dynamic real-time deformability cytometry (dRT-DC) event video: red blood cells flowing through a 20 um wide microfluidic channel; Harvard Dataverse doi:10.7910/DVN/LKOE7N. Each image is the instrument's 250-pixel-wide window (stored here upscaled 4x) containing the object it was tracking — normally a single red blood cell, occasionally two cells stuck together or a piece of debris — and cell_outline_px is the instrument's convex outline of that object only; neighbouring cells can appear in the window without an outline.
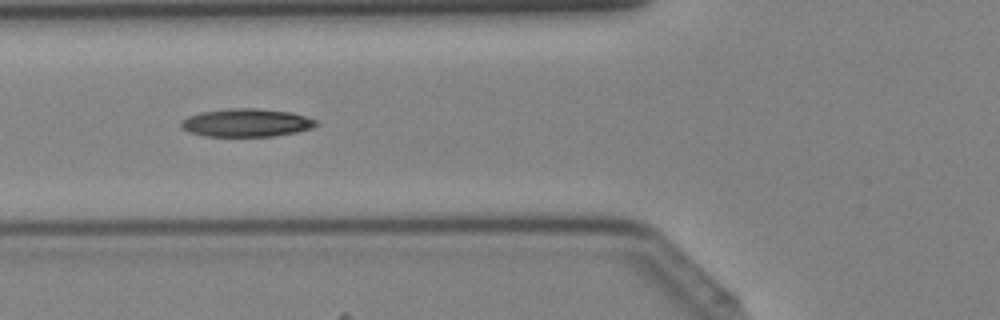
{"species": "Egyptian fruit bat (a non-hibernating species)", "species_latin": "Rousettus aegyptiacus", "temperature_condition": "cold", "stored_images_in_passage": 36, "camera_frame_rate_fps": 3000, "um_per_image_px": 0.085, "animal": {"sex": "female"}, "frame": {"image": 1, "passage_image": 13, "time_ms": 4.0, "image_size_px": [1000, 320], "cell_outline_px": [[316, 124], [312, 128], [296, 132], [272, 136], [208, 136], [188, 132], [180, 128], [180, 120], [188, 116], [200, 112], [232, 108], [256, 108], [288, 112], [304, 116], [316, 120]], "centroid_in_image_um": [20.87, 10.43], "position_along_channel_um": 104.9, "area_um2": 21.96}}
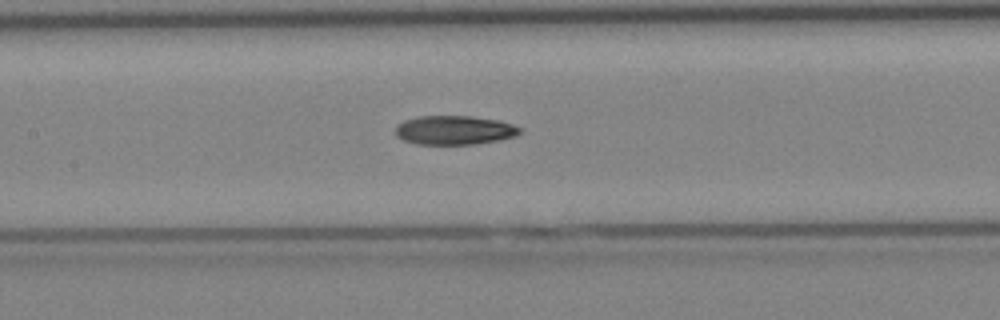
{"frame": {"image": 2, "passage_image": 17, "time_ms": 5.333, "image_size_px": [1000, 320], "cell_outline_px": [[520, 132], [516, 136], [496, 140], [472, 144], [416, 144], [404, 140], [396, 136], [396, 124], [404, 120], [420, 116], [472, 116], [500, 120], [512, 124], [520, 128]], "centroid_in_image_um": [38.6, 11.05], "position_along_channel_um": 168.8, "area_um2": 20.98}}
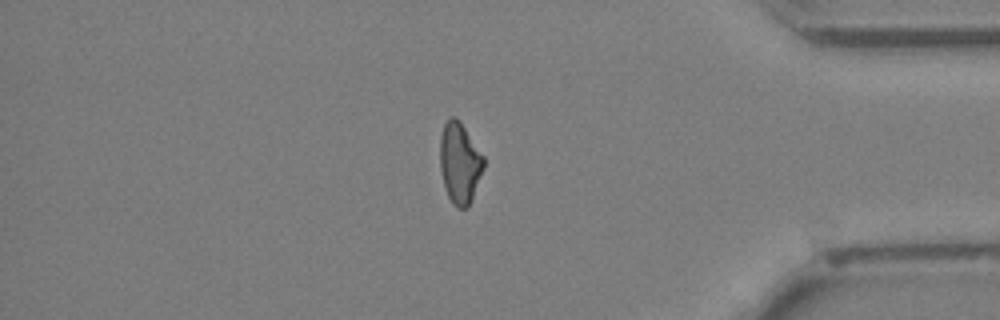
{"frame": {"image": 3, "passage_image": 33, "time_ms": 10.667, "image_size_px": [1000, 320], "cell_outline_px": [[484, 168], [468, 208], [456, 208], [452, 204], [448, 196], [444, 184], [440, 168], [440, 136], [444, 124], [448, 116], [456, 116], [460, 120], [484, 156]], "centroid_in_image_um": [39.07, 13.82], "position_along_channel_um": 396.1, "area_um2": 20.81}}